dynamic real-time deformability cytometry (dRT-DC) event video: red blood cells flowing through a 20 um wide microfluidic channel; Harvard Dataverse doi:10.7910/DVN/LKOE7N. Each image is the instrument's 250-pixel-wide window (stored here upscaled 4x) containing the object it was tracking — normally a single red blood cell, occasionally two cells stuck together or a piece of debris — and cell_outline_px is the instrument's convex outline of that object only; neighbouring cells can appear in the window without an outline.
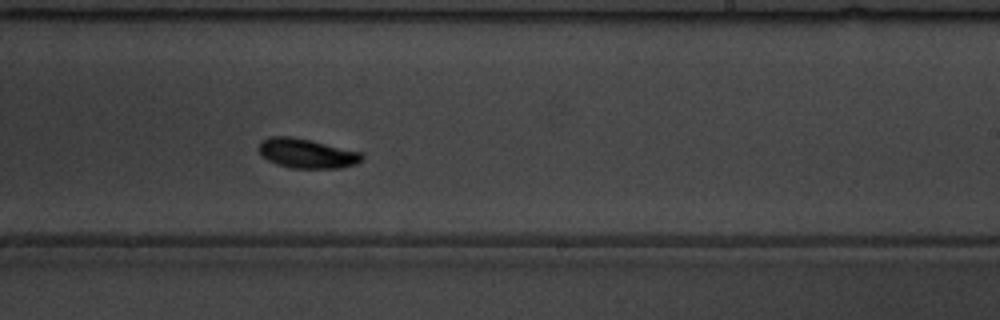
{"species": "common noctule bat (a hibernating species)", "species_latin": "Nyctalus noctula", "temperature_condition": "warm", "stored_images_in_passage": 51, "camera_frame_rate_fps": 3000, "um_per_image_px": 0.085, "animal": {"sex": "male", "body_mass_g": 19.5, "forearm_length_mm": 54.6}, "frame": {"image": 1, "passage_image": 30, "time_ms": 9.667, "image_size_px": [1000, 320], "cell_outline_px": [[364, 156], [356, 164], [344, 168], [292, 168], [276, 164], [268, 160], [260, 152], [260, 144], [264, 140], [272, 136], [288, 136], [308, 140], [364, 152]], "centroid_in_image_um": [26.14, 13.05], "position_along_channel_um": 262.9, "area_um2": 17.51}}
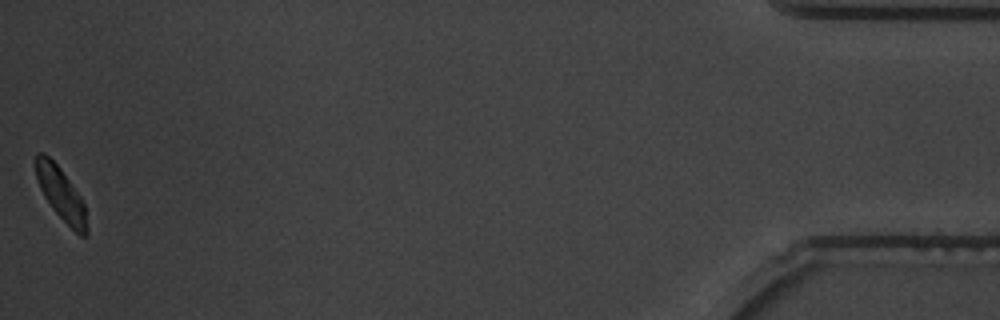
{"frame": {"image": 2, "passage_image": 51, "time_ms": 16.667, "image_size_px": [1000, 320], "cell_outline_px": [[88, 236], [80, 236], [52, 208], [44, 196], [40, 188], [36, 176], [36, 152], [44, 152], [60, 168], [80, 196], [84, 204], [88, 228]], "centroid_in_image_um": [5.19, 16.48], "position_along_channel_um": 430.0, "area_um2": 15.43}, "authors_computed_cell_mechanics": {"area_um2": 17.34, "velocity_mm_per_s": 3.6182, "shape_relaxation_time_tau1_ms": 2.7997, "shape_relaxation_time_tau2_ms": 11.011, "deformation_change_tau1": 0.1331, "deformation_change_tau2": 0.0924}}